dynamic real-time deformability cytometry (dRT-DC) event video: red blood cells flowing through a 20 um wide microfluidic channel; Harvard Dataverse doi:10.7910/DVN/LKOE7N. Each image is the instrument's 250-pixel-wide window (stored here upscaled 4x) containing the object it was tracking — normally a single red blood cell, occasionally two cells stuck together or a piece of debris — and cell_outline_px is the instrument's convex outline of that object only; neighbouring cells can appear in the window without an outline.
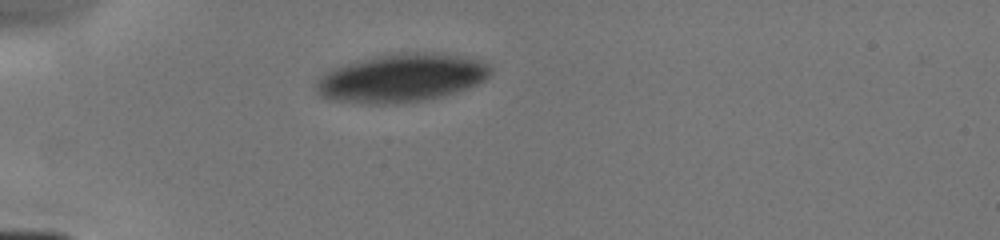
{"species": "human", "species_latin": "Homo sapiens", "temperature_condition": "cold", "stored_images_in_passage": 6, "camera_frame_rate_fps": 3000, "um_per_image_px": 0.085, "donor": {"sex": "male"}, "frame": {"image": 1, "passage_image": 1, "time_ms": 0.0, "image_size_px": [1000, 240], "cell_outline_px": [[492, 72], [484, 80], [476, 84], [444, 96], [424, 100], [396, 104], [364, 104], [332, 100], [320, 96], [316, 92], [312, 84], [316, 76], [332, 68], [344, 64], [376, 56], [396, 52], [440, 52], [484, 60], [492, 68]], "centroid_in_image_um": [34.06, 6.62], "position_along_channel_um": 50.9, "area_um2": 50.05}}
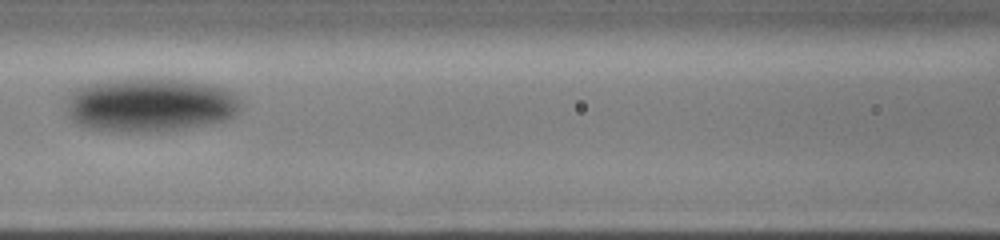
{"frame": {"image": 2, "passage_image": 4, "time_ms": 3.0, "image_size_px": [1000, 240], "cell_outline_px": [[240, 108], [232, 116], [224, 120], [212, 124], [160, 132], [112, 132], [88, 128], [72, 120], [68, 116], [68, 96], [76, 88], [88, 84], [108, 80], [136, 76], [148, 76], [188, 80], [208, 84], [224, 88], [232, 92], [240, 100]], "centroid_in_image_um": [12.75, 8.9], "position_along_channel_um": 153.8, "area_um2": 55.95}}
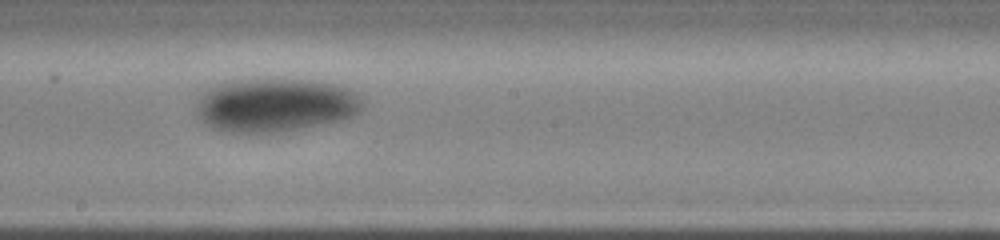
{"frame": {"image": 3, "passage_image": 6, "time_ms": 4.667, "image_size_px": [1000, 240], "cell_outline_px": [[364, 108], [360, 112], [352, 116], [340, 120], [280, 132], [256, 136], [224, 132], [212, 128], [196, 116], [196, 100], [200, 92], [216, 84], [228, 80], [256, 76], [264, 76], [312, 80], [336, 84], [356, 92], [364, 100]], "centroid_in_image_um": [23.32, 8.91], "position_along_channel_um": 224.9, "area_um2": 54.45}}